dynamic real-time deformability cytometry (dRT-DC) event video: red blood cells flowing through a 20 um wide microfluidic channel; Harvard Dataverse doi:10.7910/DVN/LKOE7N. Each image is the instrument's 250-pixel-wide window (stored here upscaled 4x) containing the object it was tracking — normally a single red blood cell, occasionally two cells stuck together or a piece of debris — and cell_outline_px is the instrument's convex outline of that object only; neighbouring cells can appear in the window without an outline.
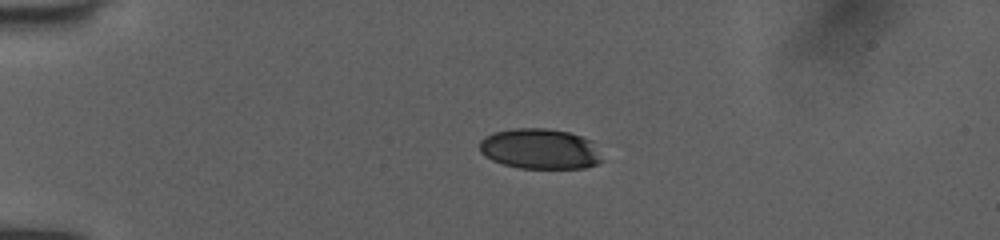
{"species": "human", "species_latin": "Homo sapiens", "temperature_condition": "room temperature", "stored_images_in_passage": 40, "camera_frame_rate_fps": 3000, "um_per_image_px": 0.085, "donor": {"sex": "female"}, "frame": {"image": 1, "passage_image": 1, "time_ms": 0.0, "image_size_px": [1000, 240], "cell_outline_px": [[604, 160], [596, 164], [584, 168], [520, 168], [504, 164], [492, 160], [484, 156], [480, 152], [480, 140], [496, 132], [512, 128], [548, 128], [568, 132], [592, 140]], "centroid_in_image_um": [45.92, 12.66], "position_along_channel_um": 39.1, "area_um2": 28.84}}
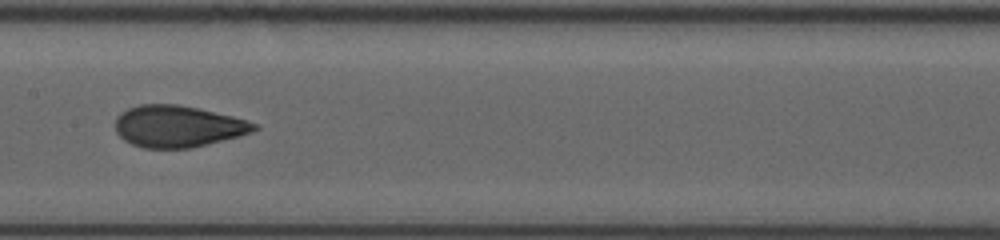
{"frame": {"image": 2, "passage_image": 16, "time_ms": 5.0, "image_size_px": [1000, 240], "cell_outline_px": [[260, 128], [252, 132], [240, 136], [192, 148], [144, 148], [132, 144], [124, 140], [116, 132], [116, 120], [120, 112], [128, 108], [140, 104], [176, 104], [196, 108], [232, 116], [260, 124]], "centroid_in_image_um": [15.14, 10.74], "position_along_channel_um": 192.3, "area_um2": 33.76}}
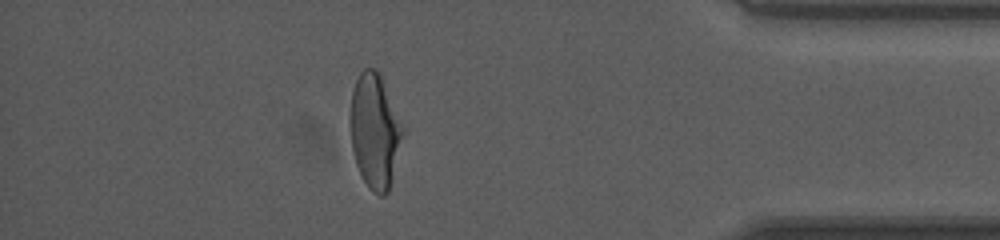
{"frame": {"image": 3, "passage_image": 34, "time_ms": 11.0, "image_size_px": [1000, 240], "cell_outline_px": [[404, 132], [388, 192], [384, 196], [380, 196], [372, 192], [364, 180], [356, 164], [352, 148], [348, 120], [352, 88], [360, 72], [364, 68], [376, 68], [404, 124]], "centroid_in_image_um": [31.84, 11.11], "position_along_channel_um": 403.4, "area_um2": 35.32}, "authors_computed_cell_mechanics": {"area_um2": 33.7263, "velocity_mm_per_s": 4.0561, "shape_relaxation_time_tau1_ms": 4.4573, "shape_relaxation_time_tau2_ms": 0.9839, "deformation_change_tau1": 0.1732, "deformation_change_tau2": 0.073}}